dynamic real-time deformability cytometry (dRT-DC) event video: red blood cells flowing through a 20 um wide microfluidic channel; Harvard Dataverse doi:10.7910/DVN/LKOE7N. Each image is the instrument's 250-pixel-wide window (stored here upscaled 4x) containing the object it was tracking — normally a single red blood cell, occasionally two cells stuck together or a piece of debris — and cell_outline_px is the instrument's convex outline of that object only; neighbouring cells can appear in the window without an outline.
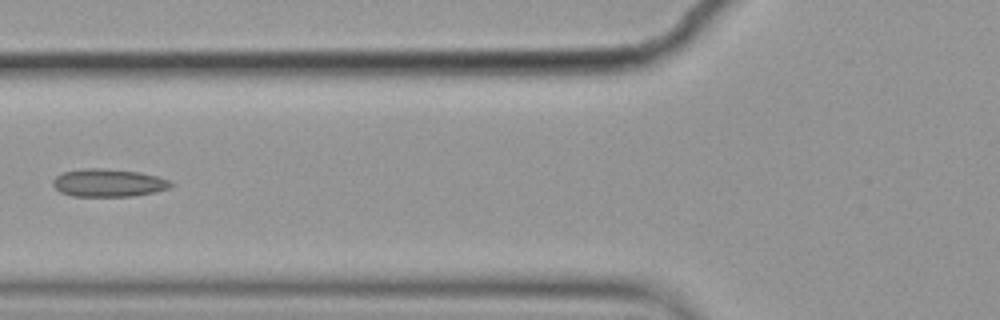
{"species": "common noctule bat (a hibernating species)", "species_latin": "Nyctalus noctula", "temperature_condition": "cold", "stored_images_in_passage": 7, "camera_frame_rate_fps": 3000, "um_per_image_px": 0.085, "animal": {"sex": "female", "body_mass_g": 19.9}, "frame": {"image": 1, "passage_image": 5, "time_ms": 1.333, "image_size_px": [1000, 320], "cell_outline_px": [[176, 184], [168, 188], [156, 192], [132, 196], [72, 196], [60, 192], [52, 184], [52, 180], [56, 176], [64, 172], [84, 168], [100, 168], [140, 172], [172, 180]], "centroid_in_image_um": [9.25, 15.54], "position_along_channel_um": 116.6, "area_um2": 19.25}}
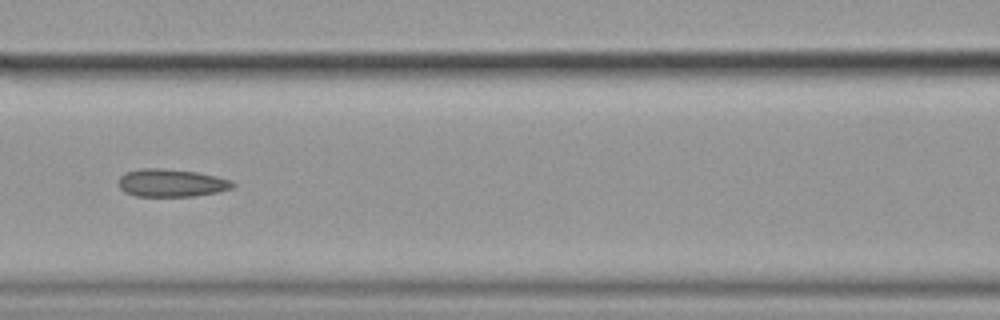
{"frame": {"image": 2, "passage_image": 6, "time_ms": 1.667, "image_size_px": [1000, 320], "cell_outline_px": [[236, 184], [232, 188], [216, 192], [196, 196], [136, 196], [124, 192], [120, 188], [120, 176], [124, 172], [140, 168], [164, 168], [196, 172], [216, 176], [232, 180]], "centroid_in_image_um": [14.56, 15.54], "position_along_channel_um": 152.0, "area_um2": 18.55}}
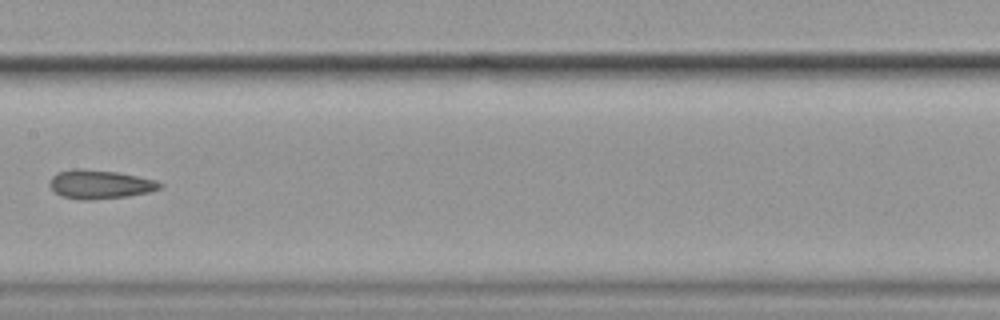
{"frame": {"image": 3, "passage_image": 7, "time_ms": 2.0, "image_size_px": [1000, 320], "cell_outline_px": [[164, 184], [160, 188], [148, 192], [128, 196], [92, 200], [80, 200], [60, 196], [48, 184], [52, 176], [56, 172], [72, 168], [84, 168], [120, 172], [156, 180]], "centroid_in_image_um": [8.47, 15.65], "position_along_channel_um": 198.9, "area_um2": 18.84}}